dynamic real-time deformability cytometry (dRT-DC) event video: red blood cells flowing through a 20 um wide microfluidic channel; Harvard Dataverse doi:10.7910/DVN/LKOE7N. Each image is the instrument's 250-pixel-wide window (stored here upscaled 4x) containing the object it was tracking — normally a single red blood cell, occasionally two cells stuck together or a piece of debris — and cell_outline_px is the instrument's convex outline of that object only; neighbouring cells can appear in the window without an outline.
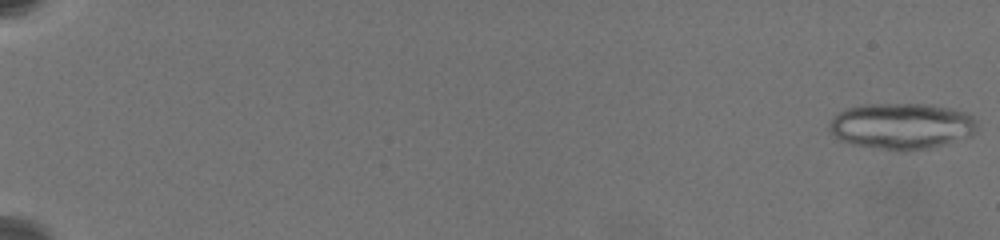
{"species": "common noctule bat (a hibernating species)", "species_latin": "Nyctalus noctula", "temperature_condition": "warm", "stored_images_in_passage": 46, "segment_of_instrument_passage": [1, 2], "camera_frame_rate_fps": 3000, "um_per_image_px": 0.085, "animal": {"sex": "female", "body_mass_g": 19.5, "forearm_length_mm": 54.1}, "frame": {"image": 1, "passage_image": 1, "time_ms": 0.0, "image_size_px": [1000, 240], "cell_outline_px": [[976, 132], [972, 136], [928, 148], [880, 148], [852, 144], [840, 140], [828, 128], [828, 124], [832, 116], [848, 108], [864, 104], [928, 104], [952, 108], [964, 112], [972, 116], [976, 120]], "centroid_in_image_um": [76.64, 10.68], "position_along_channel_um": 8.4, "area_um2": 39.13}}